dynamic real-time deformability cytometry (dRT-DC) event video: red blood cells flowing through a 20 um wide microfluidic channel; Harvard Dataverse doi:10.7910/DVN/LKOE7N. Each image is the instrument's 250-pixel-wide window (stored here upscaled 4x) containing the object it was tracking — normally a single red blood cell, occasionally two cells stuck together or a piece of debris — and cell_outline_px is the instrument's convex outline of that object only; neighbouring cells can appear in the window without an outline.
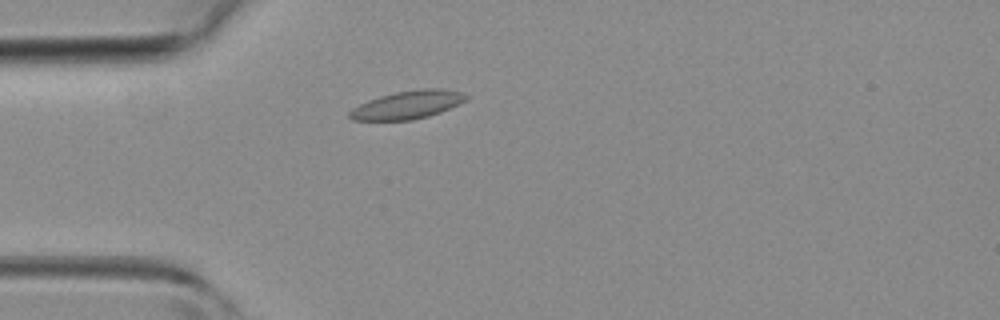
{"species": "common noctule bat (a hibernating species)", "species_latin": "Nyctalus noctula", "temperature_condition": "room temperature", "stored_images_in_passage": 38, "camera_frame_rate_fps": 3000, "um_per_image_px": 0.085, "animal": {"sex": "female", "body_mass_g": 19.3, "forearm_length_mm": 54.1}, "frame": {"image": 1, "passage_image": 7, "time_ms": 2.0, "image_size_px": [1000, 320], "cell_outline_px": [[468, 100], [460, 104], [440, 112], [428, 116], [412, 120], [352, 120], [348, 116], [348, 112], [352, 108], [368, 100], [380, 96], [396, 92], [420, 88], [444, 88], [464, 92], [468, 96]], "centroid_in_image_um": [34.69, 8.89], "position_along_channel_um": 50.3, "area_um2": 19.31}}
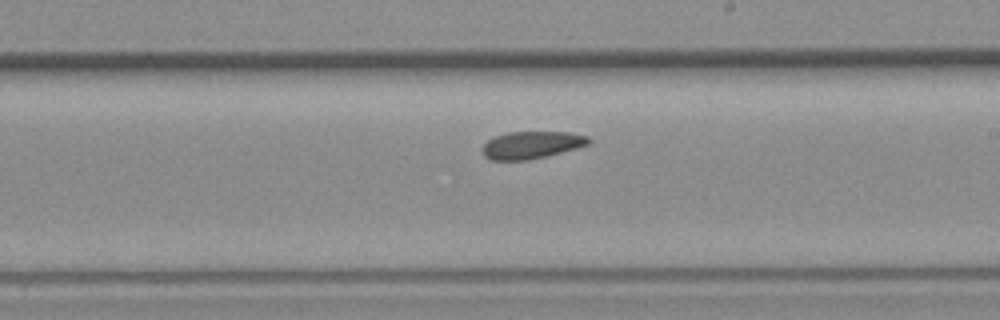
{"frame": {"image": 2, "passage_image": 20, "time_ms": 6.333, "image_size_px": [1000, 320], "cell_outline_px": [[592, 140], [588, 144], [576, 148], [528, 160], [492, 160], [484, 156], [484, 144], [488, 140], [496, 136], [508, 132], [568, 132], [588, 136]], "centroid_in_image_um": [45.2, 12.31], "position_along_channel_um": 243.8, "area_um2": 16.65}}
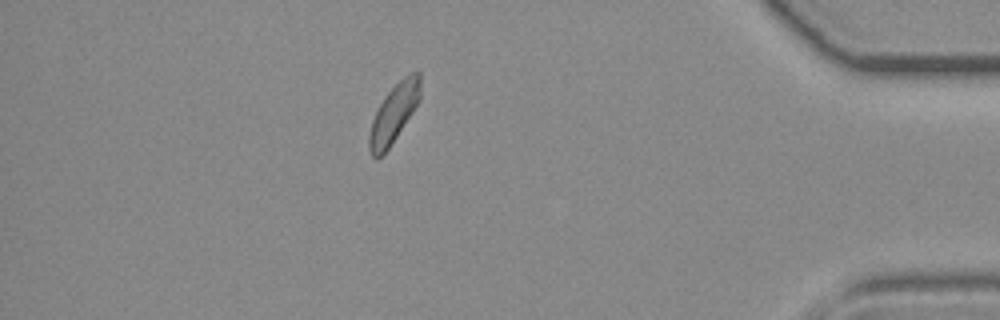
{"frame": {"image": 3, "passage_image": 33, "time_ms": 10.667, "image_size_px": [1000, 320], "cell_outline_px": [[420, 100], [388, 148], [376, 160], [372, 156], [368, 148], [368, 136], [372, 120], [384, 96], [408, 72], [420, 72]], "centroid_in_image_um": [33.46, 9.63], "position_along_channel_um": 401.7, "area_um2": 17.11}}